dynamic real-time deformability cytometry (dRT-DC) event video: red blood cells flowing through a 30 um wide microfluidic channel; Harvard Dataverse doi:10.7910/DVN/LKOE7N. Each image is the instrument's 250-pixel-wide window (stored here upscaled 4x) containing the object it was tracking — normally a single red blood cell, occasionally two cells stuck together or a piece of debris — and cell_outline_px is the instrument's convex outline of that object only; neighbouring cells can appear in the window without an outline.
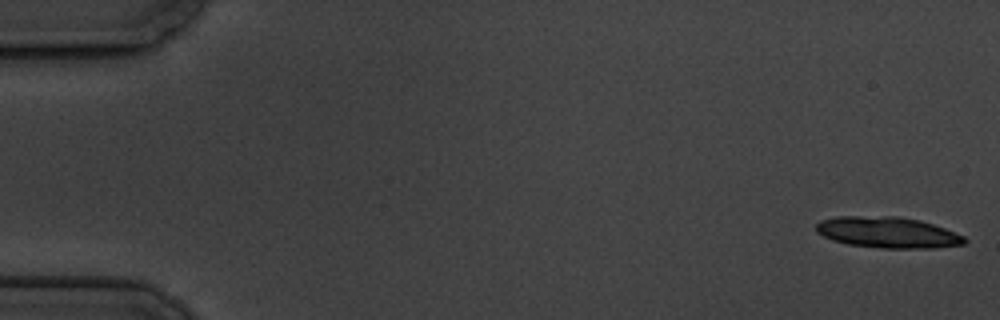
{"species": "common noctule bat (a hibernating species)", "species_latin": "Nyctalus noctula", "temperature_condition": "cold", "stored_images_in_passage": 7, "camera_frame_rate_fps": 3000, "um_per_image_px": 0.085, "animal": {"sex": "male", "body_mass_g": 19.5, "forearm_length_mm": 54.6}, "frame": {"image": 1, "passage_image": 1, "time_ms": 0.0, "image_size_px": [1000, 320], "cell_outline_px": [[968, 240], [964, 244], [932, 248], [884, 248], [848, 244], [832, 240], [816, 232], [816, 224], [820, 220], [836, 216], [896, 216], [920, 220], [944, 228], [964, 236]], "centroid_in_image_um": [75.43, 19.75], "position_along_channel_um": 9.6, "area_um2": 26.82}}
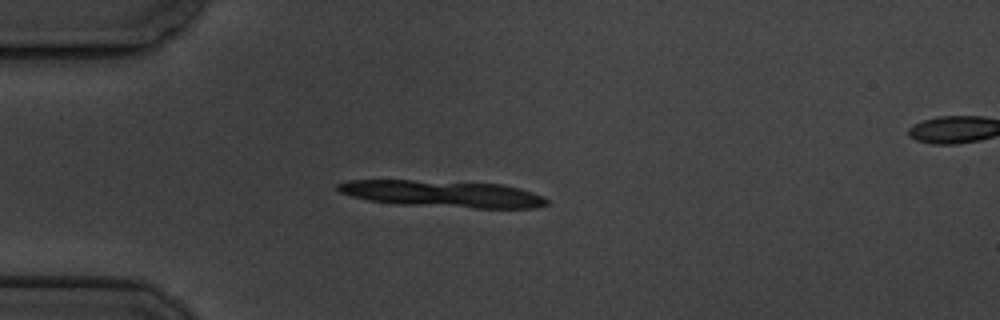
{"frame": {"image": 2, "passage_image": 5, "time_ms": 4.667, "image_size_px": [1000, 320], "cell_outline_px": [[548, 204], [536, 208], [476, 208], [400, 204], [368, 200], [352, 196], [340, 192], [336, 188], [336, 184], [348, 180], [412, 180], [504, 184], [520, 188], [544, 196], [548, 200]], "centroid_in_image_um": [37.66, 16.47], "position_along_channel_um": 47.3, "area_um2": 32.54}}